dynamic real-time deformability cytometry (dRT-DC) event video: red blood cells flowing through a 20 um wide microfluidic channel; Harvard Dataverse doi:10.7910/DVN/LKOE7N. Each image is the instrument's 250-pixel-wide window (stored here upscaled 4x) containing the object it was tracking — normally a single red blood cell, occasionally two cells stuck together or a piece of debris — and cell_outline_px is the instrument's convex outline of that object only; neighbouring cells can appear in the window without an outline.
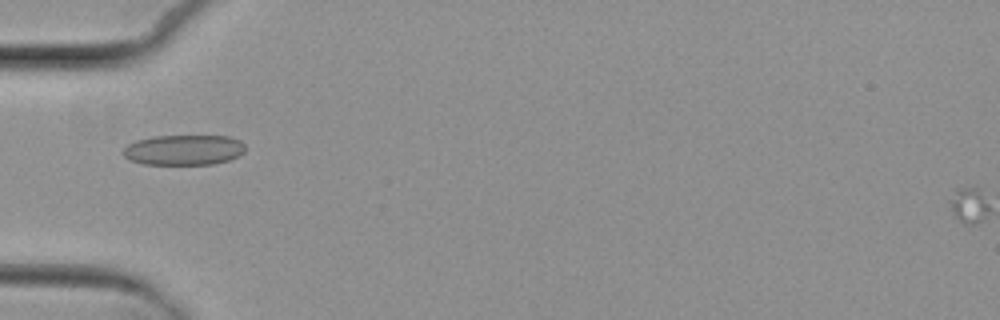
{"species": "common noctule bat (a hibernating species)", "species_latin": "Nyctalus noctula", "temperature_condition": "cold", "stored_images_in_passage": 2, "camera_frame_rate_fps": 3000, "um_per_image_px": 0.085, "animal": {"sex": "female", "body_mass_g": 29.2, "forearm_length_mm": 56.3}, "frame": {"image": 1, "passage_image": 2, "time_ms": 1.333, "image_size_px": [1000, 320], "cell_outline_px": [[244, 152], [228, 160], [212, 164], [144, 164], [132, 160], [124, 156], [120, 152], [128, 144], [136, 140], [152, 136], [228, 136], [240, 140], [244, 144]], "centroid_in_image_um": [15.59, 12.73], "position_along_channel_um": 69.4, "area_um2": 21.5}}